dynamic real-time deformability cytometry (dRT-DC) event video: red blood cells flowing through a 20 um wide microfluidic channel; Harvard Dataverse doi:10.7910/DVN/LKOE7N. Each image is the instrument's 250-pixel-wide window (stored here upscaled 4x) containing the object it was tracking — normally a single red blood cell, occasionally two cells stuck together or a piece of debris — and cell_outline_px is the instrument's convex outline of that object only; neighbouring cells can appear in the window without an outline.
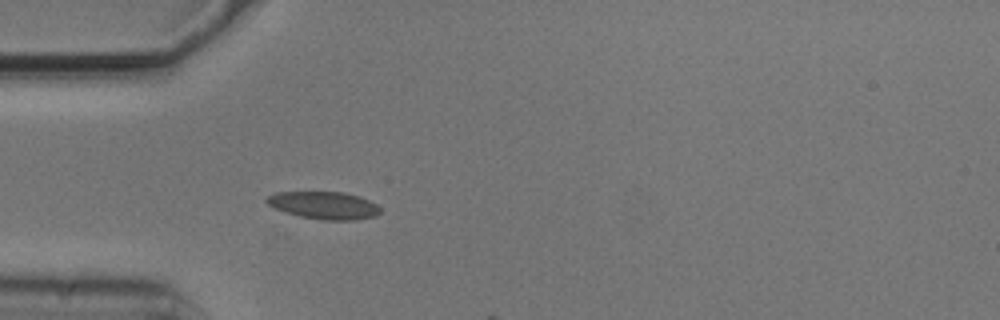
{"species": "common noctule bat (a hibernating species)", "species_latin": "Nyctalus noctula", "temperature_condition": "cold", "stored_images_in_passage": 8, "camera_frame_rate_fps": 3000, "um_per_image_px": 0.085, "animal": {"sex": "male", "body_mass_g": 20.5, "forearm_length_mm": 52.5}, "frame": {"image": 1, "passage_image": 6, "time_ms": 1.667, "image_size_px": [1000, 320], "cell_outline_px": [[380, 212], [372, 216], [356, 220], [324, 220], [300, 216], [276, 208], [268, 204], [264, 200], [268, 196], [276, 192], [344, 192], [360, 196], [376, 204], [380, 208]], "centroid_in_image_um": [27.55, 17.44], "position_along_channel_um": 57.5, "area_um2": 17.98}}